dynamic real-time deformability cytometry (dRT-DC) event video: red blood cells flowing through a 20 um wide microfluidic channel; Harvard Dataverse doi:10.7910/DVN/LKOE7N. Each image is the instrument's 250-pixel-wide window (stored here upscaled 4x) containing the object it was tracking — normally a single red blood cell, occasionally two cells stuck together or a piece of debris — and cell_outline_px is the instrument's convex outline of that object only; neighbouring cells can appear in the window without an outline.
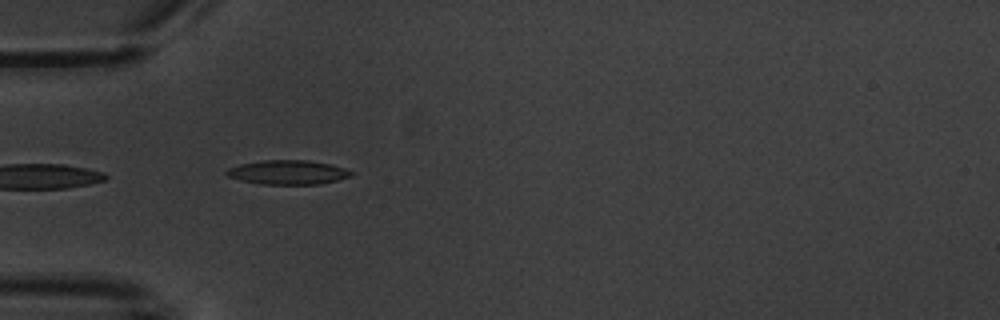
{"species": "common noctule bat (a hibernating species)", "species_latin": "Nyctalus noctula", "temperature_condition": "warm", "stored_images_in_passage": 9, "camera_frame_rate_fps": 3000, "um_per_image_px": 0.085, "animal": {"sex": "male", "body_mass_g": 20.1, "forearm_length_mm": 53.5}, "frame": {"image": 1, "passage_image": 4, "time_ms": 4.667, "image_size_px": [1000, 320], "cell_outline_px": [[356, 172], [352, 176], [320, 184], [260, 184], [240, 180], [228, 176], [224, 172], [228, 168], [240, 164], [264, 160], [308, 160], [328, 164], [344, 168]], "centroid_in_image_um": [24.47, 14.65], "position_along_channel_um": 60.5, "area_um2": 17.57}}
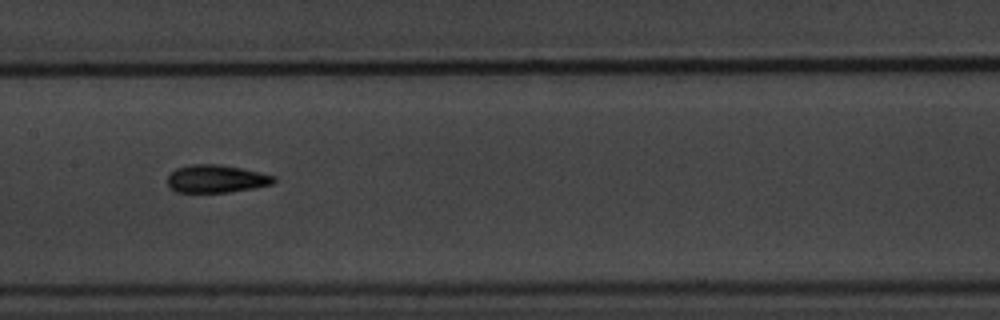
{"frame": {"image": 2, "passage_image": 7, "time_ms": 8.333, "image_size_px": [1000, 320], "cell_outline_px": [[276, 180], [272, 184], [256, 188], [228, 192], [176, 192], [168, 188], [168, 176], [176, 168], [192, 164], [220, 164], [260, 172], [276, 176]], "centroid_in_image_um": [18.39, 15.2], "position_along_channel_um": 189.0, "area_um2": 17.34}}
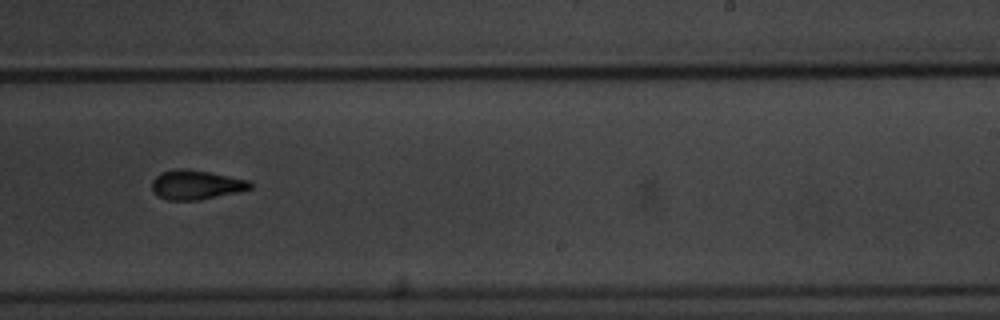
{"frame": {"image": 3, "passage_image": 9, "time_ms": 10.667, "image_size_px": [1000, 320], "cell_outline_px": [[252, 188], [240, 192], [200, 200], [168, 200], [152, 192], [152, 180], [160, 172], [176, 168], [184, 168], [208, 172], [248, 180], [252, 184]], "centroid_in_image_um": [16.65, 15.71], "position_along_channel_um": 272.3, "area_um2": 16.88}}